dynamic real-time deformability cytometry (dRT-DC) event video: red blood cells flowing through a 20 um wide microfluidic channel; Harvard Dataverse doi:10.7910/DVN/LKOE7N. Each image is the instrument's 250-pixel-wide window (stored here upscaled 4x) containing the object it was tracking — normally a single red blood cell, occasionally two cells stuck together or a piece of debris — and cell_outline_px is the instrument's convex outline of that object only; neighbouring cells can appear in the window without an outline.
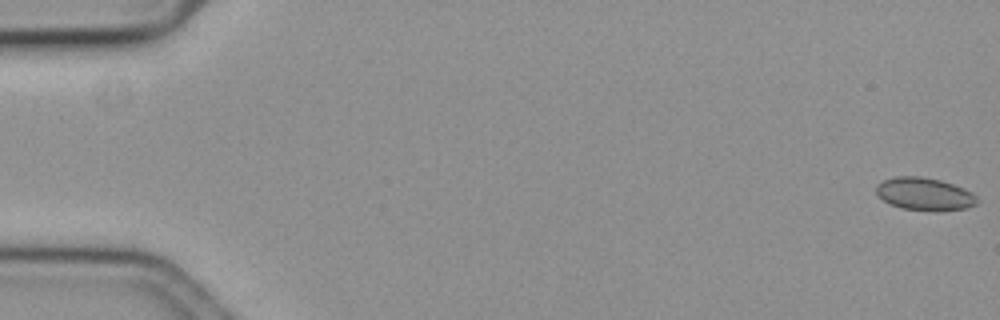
{"species": "common noctule bat (a hibernating species)", "species_latin": "Nyctalus noctula", "temperature_condition": "cold", "stored_images_in_passage": 17, "camera_frame_rate_fps": 3000, "um_per_image_px": 0.085, "animal": {"sex": "female", "body_mass_g": 19.3, "forearm_length_mm": 54.1}, "frame": {"image": 1, "passage_image": 1, "time_ms": 0.0, "image_size_px": [1000, 320], "cell_outline_px": [[980, 200], [976, 204], [968, 208], [900, 208], [884, 200], [876, 192], [876, 184], [884, 180], [896, 176], [920, 176], [940, 180], [964, 188], [972, 192]], "centroid_in_image_um": [78.58, 16.43], "position_along_channel_um": 6.4, "area_um2": 18.44}}